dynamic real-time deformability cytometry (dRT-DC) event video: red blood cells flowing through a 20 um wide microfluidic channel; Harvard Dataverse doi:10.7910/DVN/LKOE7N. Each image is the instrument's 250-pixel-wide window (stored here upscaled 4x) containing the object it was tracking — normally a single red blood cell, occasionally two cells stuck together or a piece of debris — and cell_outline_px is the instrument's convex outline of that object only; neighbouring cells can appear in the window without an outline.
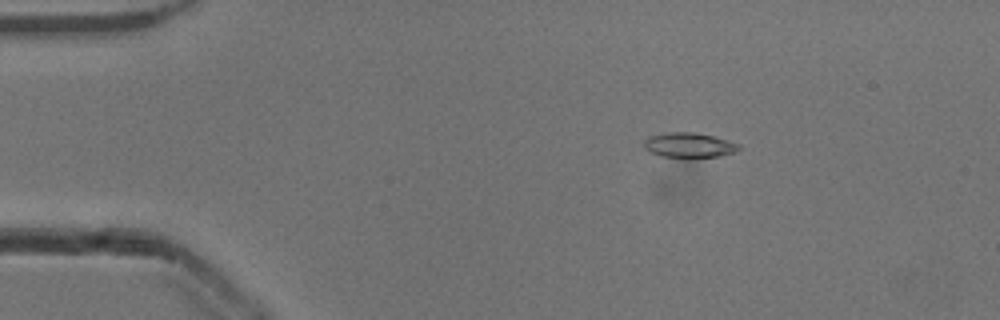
{"species": "common noctule bat (a hibernating species)", "species_latin": "Nyctalus noctula", "temperature_condition": "cold", "stored_images_in_passage": 50, "camera_frame_rate_fps": 3000, "um_per_image_px": 0.085, "animal": {"sex": "male", "body_mass_g": 13.3}, "frame": {"image": 1, "passage_image": 6, "time_ms": 1.667, "image_size_px": [1000, 320], "cell_outline_px": [[740, 148], [736, 152], [720, 156], [660, 156], [644, 148], [644, 140], [648, 136], [668, 132], [696, 132], [728, 140], [740, 144]], "centroid_in_image_um": [58.58, 12.31], "position_along_channel_um": 26.4, "area_um2": 13.53}}
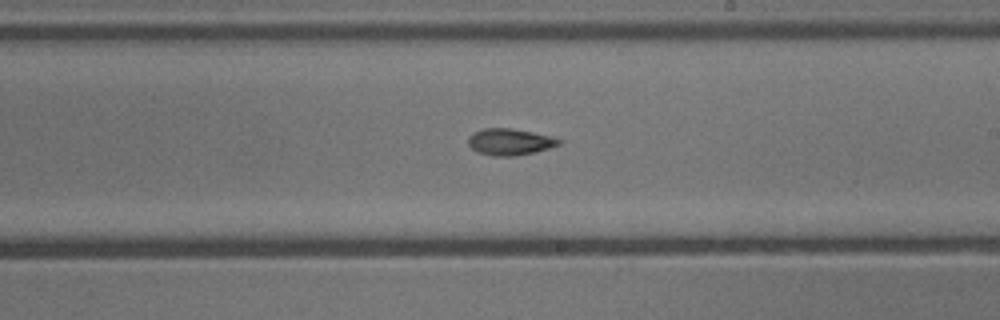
{"frame": {"image": 2, "passage_image": 28, "time_ms": 9.0, "image_size_px": [1000, 320], "cell_outline_px": [[560, 144], [536, 152], [516, 156], [492, 156], [476, 152], [468, 144], [468, 136], [484, 128], [508, 128], [532, 132], [552, 136], [560, 140]], "centroid_in_image_um": [43.32, 12.07], "position_along_channel_um": 245.7, "area_um2": 13.99}}
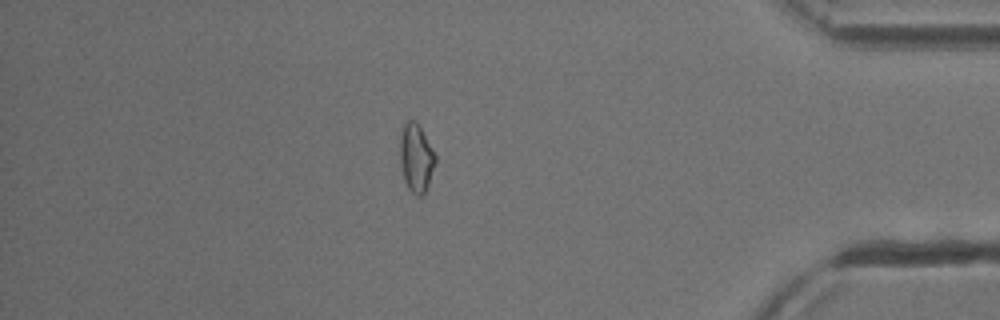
{"frame": {"image": 3, "passage_image": 43, "time_ms": 14.0, "image_size_px": [1000, 320], "cell_outline_px": [[436, 160], [428, 184], [424, 192], [420, 196], [416, 196], [408, 188], [404, 180], [400, 164], [400, 136], [404, 120], [416, 120], [436, 156]], "centroid_in_image_um": [35.34, 13.39], "position_along_channel_um": 399.9, "area_um2": 13.99}, "authors_computed_cell_mechanics": {"area_um2": 13.9876, "velocity_mm_per_s": 3.8769, "shape_relaxation_time_tau1_ms": null, "shape_relaxation_time_tau2_ms": 5.8828, "deformation_change_tau1": null, "deformation_change_tau2": 0.1499}}